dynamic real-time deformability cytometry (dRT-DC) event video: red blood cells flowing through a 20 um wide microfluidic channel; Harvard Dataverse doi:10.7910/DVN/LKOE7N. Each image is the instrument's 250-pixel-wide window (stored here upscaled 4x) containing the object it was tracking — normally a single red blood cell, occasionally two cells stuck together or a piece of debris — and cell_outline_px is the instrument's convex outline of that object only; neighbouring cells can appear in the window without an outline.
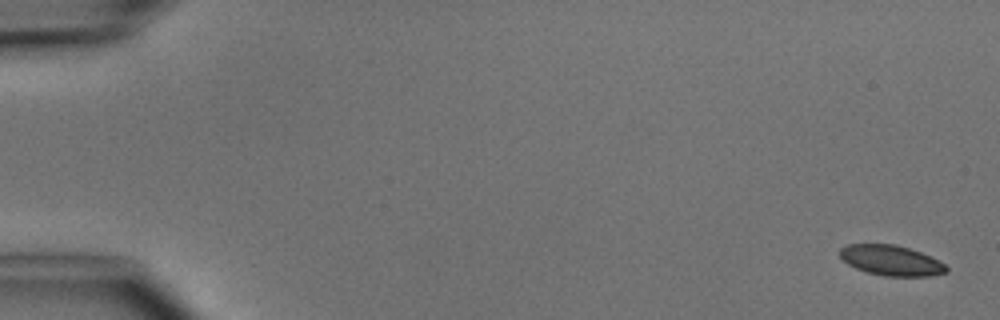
{"species": "common noctule bat (a hibernating species)", "species_latin": "Nyctalus noctula", "temperature_condition": "cold", "stored_images_in_passage": 6, "segment_of_instrument_passage": [2, 2], "camera_frame_rate_fps": 3000, "um_per_image_px": 0.085, "animal": {"sex": "male", "body_mass_g": 15.6}, "frame": {"image": 1, "passage_image": 6, "time_ms": 6.667, "image_size_px": [1000, 320], "cell_outline_px": [[948, 272], [928, 276], [884, 276], [868, 272], [856, 268], [848, 264], [840, 256], [840, 248], [848, 244], [896, 244], [920, 252], [944, 264], [948, 268]], "centroid_in_image_um": [75.73, 22.13], "position_along_channel_um": 9.3, "area_um2": 18.55}}